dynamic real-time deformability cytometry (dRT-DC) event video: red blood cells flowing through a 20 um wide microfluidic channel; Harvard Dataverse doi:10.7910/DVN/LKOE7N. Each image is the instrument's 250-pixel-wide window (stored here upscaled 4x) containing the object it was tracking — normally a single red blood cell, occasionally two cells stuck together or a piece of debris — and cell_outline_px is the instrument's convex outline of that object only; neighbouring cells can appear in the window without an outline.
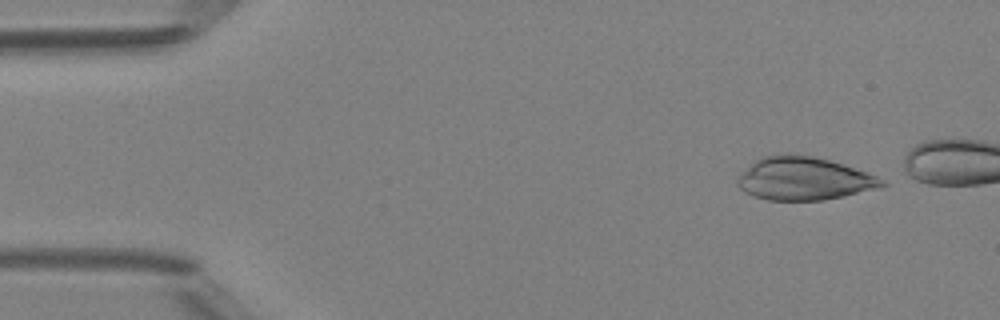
{"species": "Egyptian fruit bat (a non-hibernating species)", "species_latin": "Rousettus aegyptiacus", "temperature_condition": "room temperature", "stored_images_in_passage": 11, "camera_frame_rate_fps": 3000, "um_per_image_px": 0.085, "animal": {"sex": "female"}, "frame": {"image": 1, "passage_image": 1, "time_ms": 0.0, "image_size_px": [1000, 320], "cell_outline_px": [[888, 184], [880, 188], [844, 196], [824, 200], [768, 200], [752, 196], [744, 192], [740, 188], [736, 180], [736, 176], [740, 172], [756, 160], [764, 156], [812, 156], [828, 160], [868, 172], [884, 180]], "centroid_in_image_um": [68.33, 15.22], "position_along_channel_um": 16.7, "area_um2": 35.84}}